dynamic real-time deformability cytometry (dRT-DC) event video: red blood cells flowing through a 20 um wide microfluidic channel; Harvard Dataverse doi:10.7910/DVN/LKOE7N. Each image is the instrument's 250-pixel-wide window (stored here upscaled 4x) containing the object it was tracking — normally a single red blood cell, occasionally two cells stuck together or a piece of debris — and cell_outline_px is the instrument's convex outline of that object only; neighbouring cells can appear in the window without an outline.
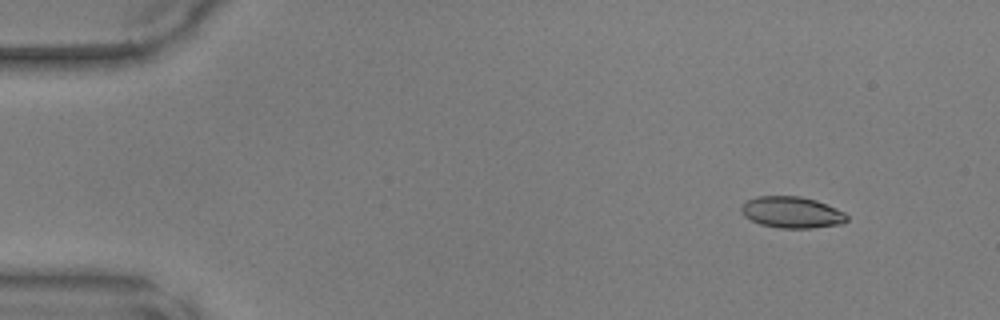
{"species": "common noctule bat (a hibernating species)", "species_latin": "Nyctalus noctula", "temperature_condition": "warm", "stored_images_in_passage": 44, "camera_frame_rate_fps": 3000, "um_per_image_px": 0.085, "animal": {"sex": "male", "body_mass_g": 17.9, "forearm_length_mm": 54.2}, "frame": {"image": 1, "passage_image": 1, "time_ms": 0.0, "image_size_px": [1000, 320], "cell_outline_px": [[848, 220], [844, 224], [812, 228], [780, 228], [760, 224], [744, 216], [740, 212], [740, 208], [748, 200], [756, 196], [800, 196], [816, 200], [836, 208], [844, 212], [848, 216]], "centroid_in_image_um": [67.33, 18.05], "position_along_channel_um": 17.7, "area_um2": 19.42}}
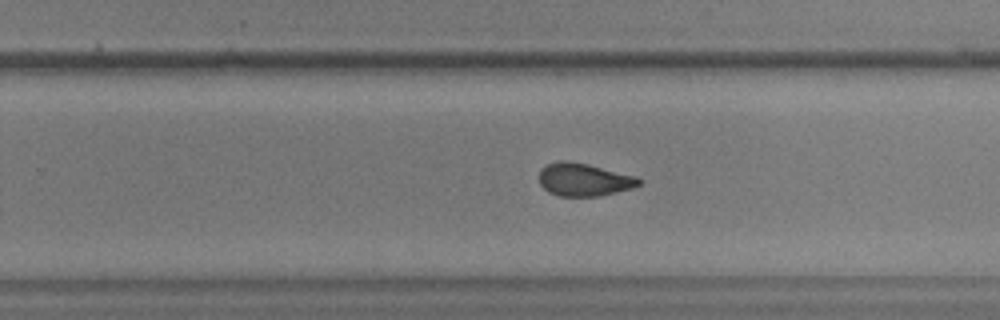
{"frame": {"image": 2, "passage_image": 27, "time_ms": 8.667, "image_size_px": [1000, 320], "cell_outline_px": [[640, 184], [632, 188], [600, 196], [560, 196], [548, 192], [540, 184], [540, 172], [548, 164], [560, 160], [568, 160], [588, 164], [636, 176], [640, 180]], "centroid_in_image_um": [49.64, 15.27], "position_along_channel_um": 280.2, "area_um2": 18.96}}
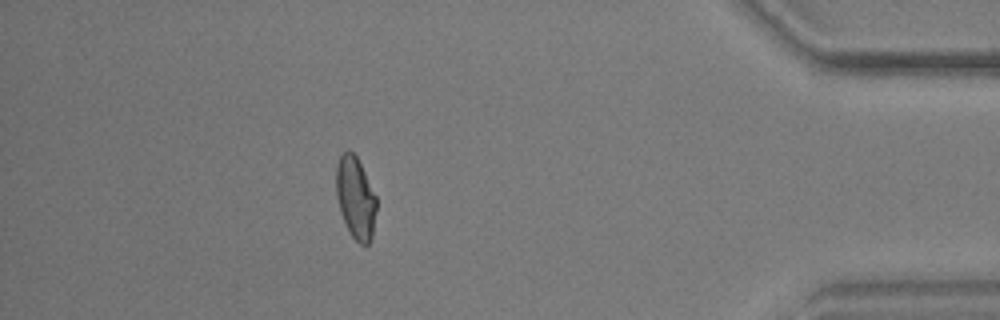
{"frame": {"image": 3, "passage_image": 39, "time_ms": 12.667, "image_size_px": [1000, 320], "cell_outline_px": [[376, 212], [372, 236], [368, 244], [360, 244], [352, 236], [340, 212], [336, 196], [336, 164], [340, 156], [348, 148], [356, 156], [376, 196]], "centroid_in_image_um": [30.21, 16.8], "position_along_channel_um": 405.0, "area_um2": 19.07}}